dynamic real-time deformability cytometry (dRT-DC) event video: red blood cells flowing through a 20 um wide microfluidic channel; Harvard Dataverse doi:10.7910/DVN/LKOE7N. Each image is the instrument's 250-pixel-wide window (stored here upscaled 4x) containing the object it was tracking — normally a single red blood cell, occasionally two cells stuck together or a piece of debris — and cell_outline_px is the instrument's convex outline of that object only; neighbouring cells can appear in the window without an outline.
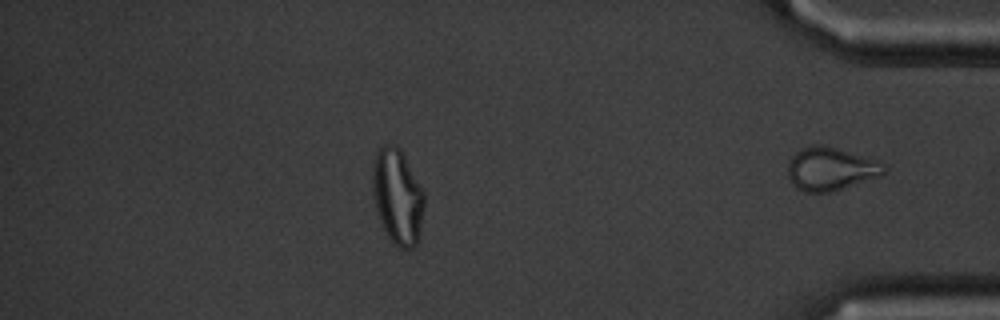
{"species": "common noctule bat (a hibernating species)", "species_latin": "Nyctalus noctula", "temperature_condition": "cold", "stored_images_in_passage": 49, "segment_of_instrument_passage": [2, 2], "camera_frame_rate_fps": 3000, "um_per_image_px": 0.085, "animal": {"sex": "male", "body_mass_g": 20.1, "forearm_length_mm": 53.5}, "frame": {"image": 1, "passage_image": 49, "time_ms": 16.0, "image_size_px": [1000, 320], "cell_outline_px": [[888, 168], [880, 176], [832, 192], [804, 192], [796, 188], [792, 184], [788, 176], [788, 160], [800, 148], [812, 144], [820, 144], [836, 148], [884, 164]], "centroid_in_image_um": [70.54, 14.37], "position_along_channel_um": 364.7, "area_um2": 24.04}}